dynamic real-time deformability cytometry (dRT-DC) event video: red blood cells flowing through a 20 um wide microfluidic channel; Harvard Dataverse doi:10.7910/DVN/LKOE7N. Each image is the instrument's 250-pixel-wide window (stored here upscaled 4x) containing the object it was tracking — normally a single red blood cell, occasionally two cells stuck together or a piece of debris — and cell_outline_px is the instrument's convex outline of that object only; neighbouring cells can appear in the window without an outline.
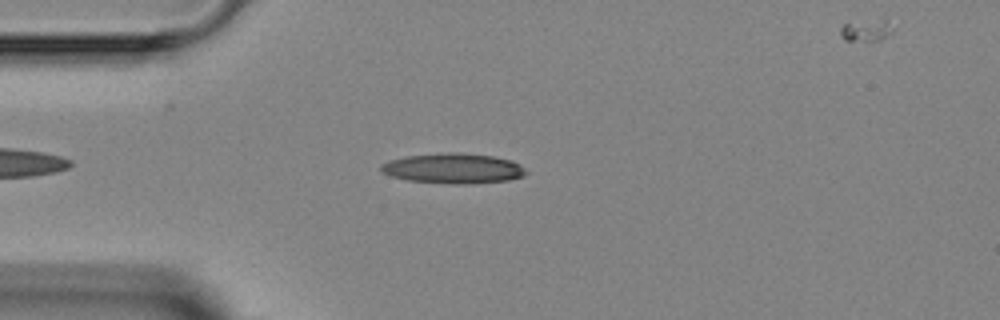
{"species": "Egyptian fruit bat (a non-hibernating species)", "species_latin": "Rousettus aegyptiacus", "temperature_condition": "room temperature", "stored_images_in_passage": 4, "camera_frame_rate_fps": 3000, "um_per_image_px": 0.085, "animal": {"sex": "female"}, "frame": {"image": 1, "passage_image": 3, "time_ms": 2.0, "image_size_px": [1000, 320], "cell_outline_px": [[528, 172], [524, 176], [508, 180], [468, 184], [452, 184], [408, 180], [388, 176], [380, 172], [380, 164], [388, 160], [404, 156], [448, 152], [460, 152], [492, 156], [512, 160], [520, 164]], "centroid_in_image_um": [38.49, 14.31], "position_along_channel_um": 46.5, "area_um2": 25.84}}